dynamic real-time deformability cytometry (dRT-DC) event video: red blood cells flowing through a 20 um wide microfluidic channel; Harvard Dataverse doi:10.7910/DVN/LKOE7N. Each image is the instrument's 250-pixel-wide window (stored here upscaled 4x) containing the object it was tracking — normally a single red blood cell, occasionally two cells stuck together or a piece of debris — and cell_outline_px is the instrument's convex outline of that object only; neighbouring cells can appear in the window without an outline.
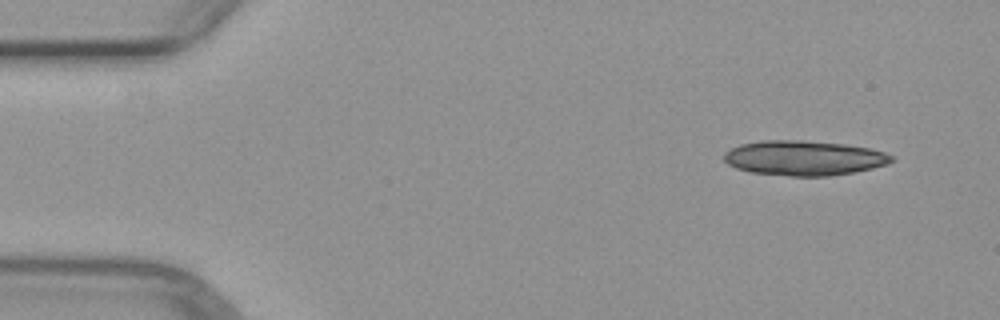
{"species": "common noctule bat (a hibernating species)", "species_latin": "Nyctalus noctula", "temperature_condition": "warm", "stored_images_in_passage": 4, "camera_frame_rate_fps": 3000, "um_per_image_px": 0.085, "animal": {"sex": "female", "body_mass_g": 29.2, "forearm_length_mm": 56.3}, "frame": {"image": 1, "passage_image": 1, "time_ms": 0.0, "image_size_px": [1000, 320], "cell_outline_px": [[892, 160], [888, 164], [872, 168], [852, 172], [828, 176], [788, 176], [752, 172], [736, 168], [728, 164], [724, 160], [724, 152], [740, 144], [760, 140], [804, 140], [848, 144], [868, 148], [884, 152], [892, 156]], "centroid_in_image_um": [68.31, 13.42], "position_along_channel_um": 16.7, "area_um2": 34.04}}